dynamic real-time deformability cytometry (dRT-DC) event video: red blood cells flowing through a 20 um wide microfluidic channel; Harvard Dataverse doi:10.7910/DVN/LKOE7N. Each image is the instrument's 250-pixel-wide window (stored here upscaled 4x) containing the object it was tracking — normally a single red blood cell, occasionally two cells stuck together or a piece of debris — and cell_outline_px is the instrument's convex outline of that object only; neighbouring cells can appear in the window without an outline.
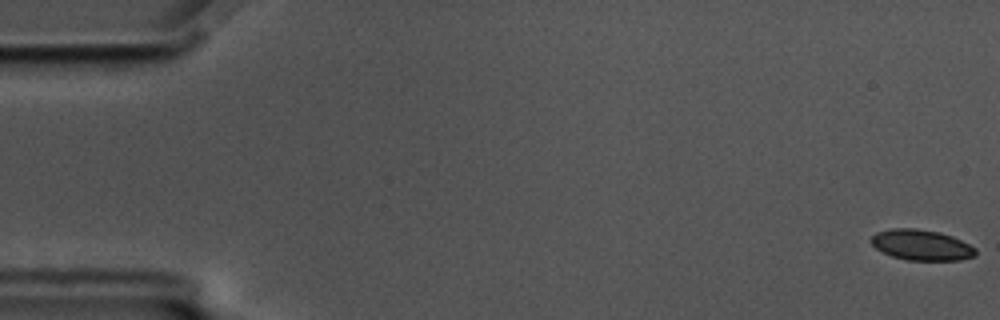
{"species": "common noctule bat (a hibernating species)", "species_latin": "Nyctalus noctula", "temperature_condition": "cold", "stored_images_in_passage": 58, "camera_frame_rate_fps": 3000, "um_per_image_px": 0.085, "animal": {"sex": "male", "body_mass_g": 17.5, "forearm_length_mm": 52.3}, "frame": {"image": 1, "passage_image": 1, "time_ms": 0.0, "image_size_px": [1000, 320], "cell_outline_px": [[976, 256], [960, 260], [908, 260], [892, 256], [876, 248], [868, 240], [876, 232], [892, 228], [916, 228], [940, 232], [952, 236], [976, 248]], "centroid_in_image_um": [78.31, 20.82], "position_along_channel_um": 6.7, "area_um2": 18.67}}
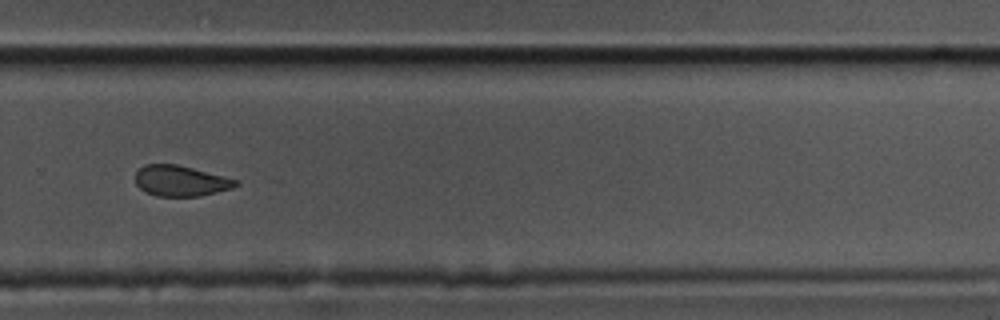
{"frame": {"image": 2, "passage_image": 40, "time_ms": 13.0, "image_size_px": [1000, 320], "cell_outline_px": [[240, 184], [232, 188], [200, 196], [156, 196], [144, 192], [136, 184], [136, 172], [144, 164], [176, 164], [240, 180]], "centroid_in_image_um": [15.36, 15.38], "position_along_channel_um": 314.4, "area_um2": 17.98}}
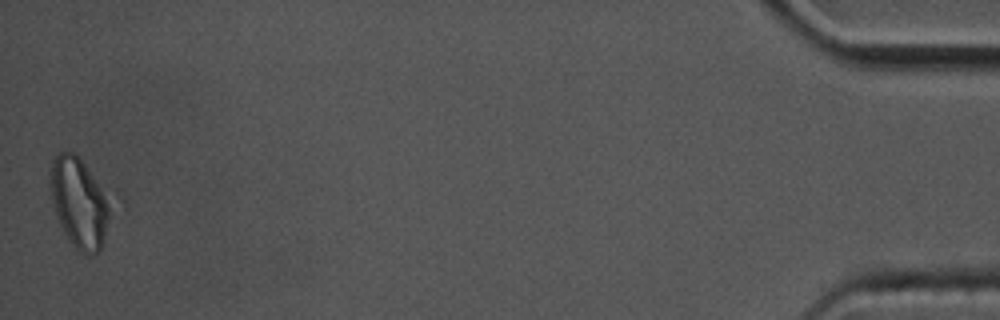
{"frame": {"image": 3, "passage_image": 58, "time_ms": 19.0, "image_size_px": [1000, 320], "cell_outline_px": [[112, 200], [104, 244], [96, 252], [88, 256], [84, 256], [72, 244], [64, 232], [56, 216], [48, 188], [48, 172], [52, 160], [60, 152], [72, 152], [84, 164]], "centroid_in_image_um": [6.71, 17.25], "position_along_channel_um": 428.5, "area_um2": 31.79}, "authors_computed_cell_mechanics": {"area_um2": 19.8254, "velocity_mm_per_s": 3.4774, "shape_relaxation_time_tau1_ms": 5.5945, "shape_relaxation_time_tau2_ms": null, "deformation_change_tau1": 0.1594, "deformation_change_tau2": null}}